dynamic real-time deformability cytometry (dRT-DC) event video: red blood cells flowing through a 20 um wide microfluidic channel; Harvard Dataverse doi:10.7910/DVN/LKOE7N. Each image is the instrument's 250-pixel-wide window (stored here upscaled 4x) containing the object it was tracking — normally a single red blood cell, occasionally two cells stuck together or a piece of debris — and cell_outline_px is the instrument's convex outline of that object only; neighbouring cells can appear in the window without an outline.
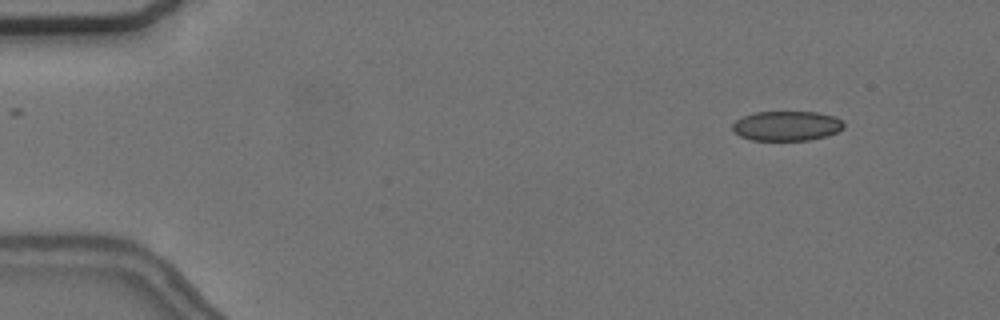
{"species": "common noctule bat (a hibernating species)", "species_latin": "Nyctalus noctula", "temperature_condition": "cold", "stored_images_in_passage": 3, "camera_frame_rate_fps": 3000, "um_per_image_px": 0.085, "animal": {"sex": "female", "body_mass_g": 24.6, "forearm_length_mm": 56.2}, "frame": {"image": 1, "passage_image": 1, "time_ms": 0.0, "image_size_px": [1000, 320], "cell_outline_px": [[844, 128], [836, 132], [824, 136], [808, 140], [752, 140], [740, 136], [732, 128], [732, 124], [736, 120], [744, 116], [756, 112], [816, 112], [836, 116], [844, 124]], "centroid_in_image_um": [66.87, 10.69], "position_along_channel_um": 18.1, "area_um2": 19.13}}